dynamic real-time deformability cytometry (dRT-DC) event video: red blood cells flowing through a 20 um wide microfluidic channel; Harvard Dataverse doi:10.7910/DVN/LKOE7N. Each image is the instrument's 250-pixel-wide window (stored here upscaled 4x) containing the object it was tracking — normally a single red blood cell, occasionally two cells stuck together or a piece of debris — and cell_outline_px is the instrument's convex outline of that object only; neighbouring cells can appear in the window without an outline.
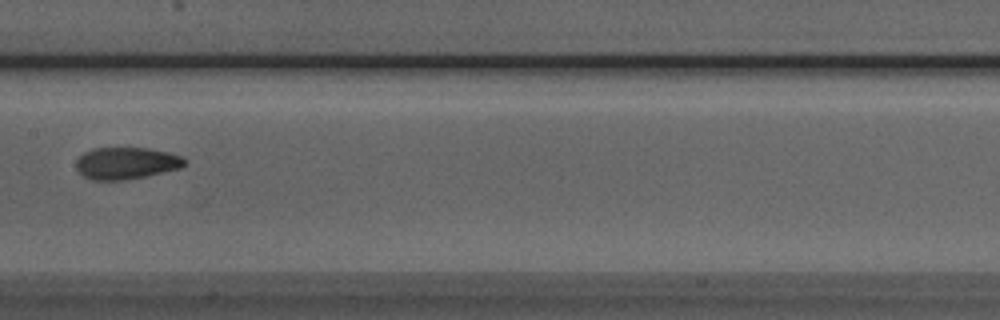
{"species": "Egyptian fruit bat (a non-hibernating species)", "species_latin": "Rousettus aegyptiacus", "temperature_condition": "room temperature", "stored_images_in_passage": 5, "camera_frame_rate_fps": 3000, "um_per_image_px": 0.085, "animal": {"sex": "male"}, "frame": {"image": 1, "passage_image": 5, "time_ms": 4.333, "image_size_px": [1000, 320], "cell_outline_px": [[188, 160], [180, 168], [144, 176], [124, 180], [92, 180], [84, 176], [76, 168], [76, 160], [84, 152], [92, 148], [148, 148], [168, 152], [184, 156]], "centroid_in_image_um": [10.74, 13.86], "position_along_channel_um": 196.7, "area_um2": 20.17}}